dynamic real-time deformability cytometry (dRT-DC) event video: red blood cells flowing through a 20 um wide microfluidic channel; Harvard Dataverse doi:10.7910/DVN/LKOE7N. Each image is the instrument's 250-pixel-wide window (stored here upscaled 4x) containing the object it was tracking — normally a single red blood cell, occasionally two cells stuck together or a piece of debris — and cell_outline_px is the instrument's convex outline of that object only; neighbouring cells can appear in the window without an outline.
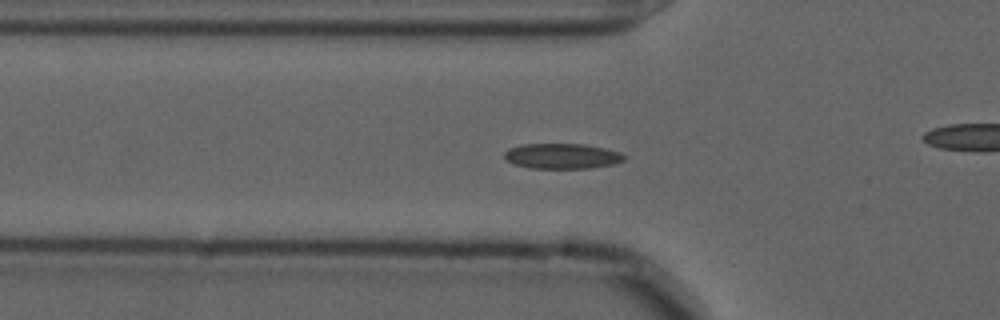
{"species": "common noctule bat (a hibernating species)", "species_latin": "Nyctalus noctula", "temperature_condition": "cold", "stored_images_in_passage": 49, "camera_frame_rate_fps": 3000, "um_per_image_px": 0.085, "animal": {"sex": "male", "forearm_length_mm": 52.5}, "frame": {"image": 1, "passage_image": 18, "time_ms": 5.667, "image_size_px": [1000, 320], "cell_outline_px": [[628, 156], [624, 160], [616, 164], [588, 168], [528, 168], [512, 164], [504, 160], [504, 152], [508, 148], [520, 144], [584, 144], [604, 148], [620, 152]], "centroid_in_image_um": [47.75, 13.27], "position_along_channel_um": 78.1, "area_um2": 17.98}}
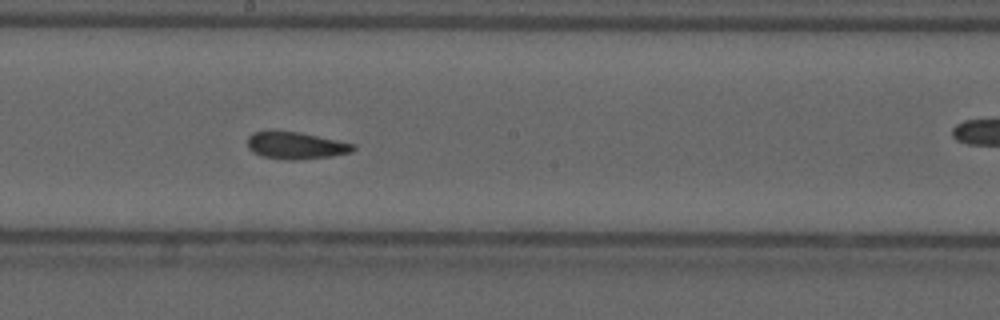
{"frame": {"image": 2, "passage_image": 30, "time_ms": 9.667, "image_size_px": [1000, 320], "cell_outline_px": [[356, 148], [352, 152], [332, 156], [292, 160], [288, 160], [264, 156], [252, 152], [248, 148], [248, 136], [252, 132], [268, 128], [300, 132], [356, 144]], "centroid_in_image_um": [25.1, 12.32], "position_along_channel_um": 223.1, "area_um2": 17.17}}
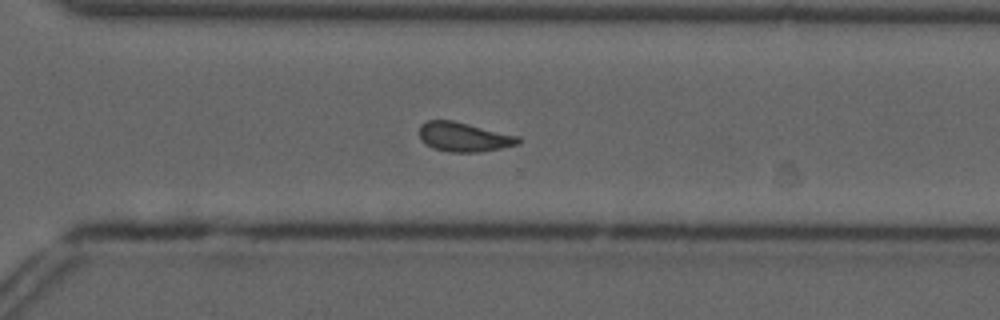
{"frame": {"image": 3, "passage_image": 39, "time_ms": 12.667, "image_size_px": [1000, 320], "cell_outline_px": [[520, 144], [480, 152], [448, 152], [432, 148], [424, 144], [420, 140], [420, 124], [428, 120], [452, 120], [520, 136]], "centroid_in_image_um": [39.41, 11.65], "position_along_channel_um": 331.2, "area_um2": 17.05}, "authors_computed_cell_mechanics": {"area_um2": 17.4556, "velocity_mm_per_s": 3.6114, "shape_relaxation_time_tau1_ms": null, "shape_relaxation_time_tau2_ms": 3.2365, "deformation_change_tau1": null, "deformation_change_tau2": 0.0995}}